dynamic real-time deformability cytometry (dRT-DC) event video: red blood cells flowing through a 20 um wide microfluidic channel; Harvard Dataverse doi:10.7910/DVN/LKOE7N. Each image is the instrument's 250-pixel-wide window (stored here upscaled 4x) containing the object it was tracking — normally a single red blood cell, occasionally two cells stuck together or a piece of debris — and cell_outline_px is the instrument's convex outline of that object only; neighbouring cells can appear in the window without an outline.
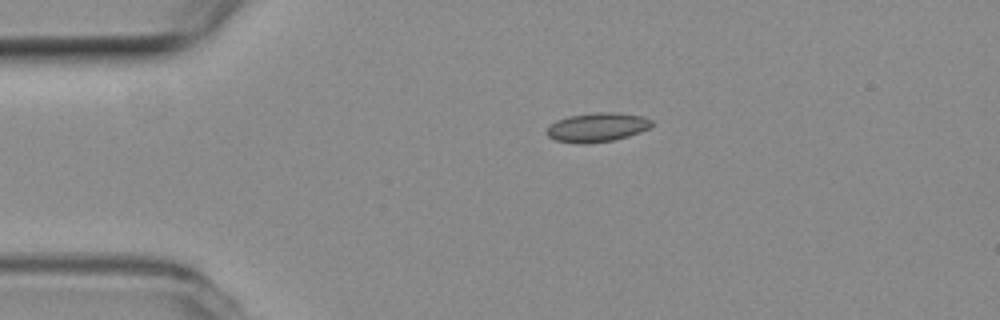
{"species": "common noctule bat (a hibernating species)", "species_latin": "Nyctalus noctula", "temperature_condition": "room temperature", "stored_images_in_passage": 7, "camera_frame_rate_fps": 3000, "um_per_image_px": 0.085, "animal": {"sex": "female", "body_mass_g": 19.3, "forearm_length_mm": 54.1}, "frame": {"image": 1, "passage_image": 1, "time_ms": 0.0, "image_size_px": [1000, 320], "cell_outline_px": [[652, 124], [648, 128], [640, 132], [628, 136], [612, 140], [588, 144], [576, 144], [556, 140], [548, 136], [544, 132], [556, 120], [568, 116], [596, 112], [612, 112], [644, 116], [652, 120]], "centroid_in_image_um": [50.74, 10.82], "position_along_channel_um": 34.3, "area_um2": 17.86}}
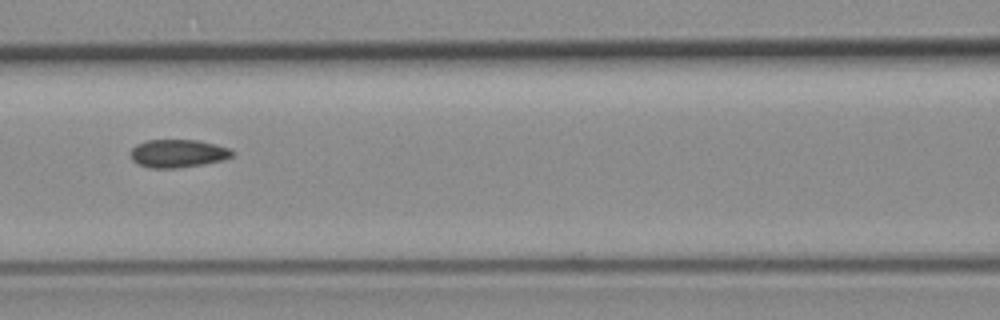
{"frame": {"image": 2, "passage_image": 4, "time_ms": 1.0, "image_size_px": [1000, 320], "cell_outline_px": [[236, 152], [232, 156], [224, 160], [176, 168], [148, 168], [132, 160], [132, 148], [136, 144], [148, 140], [200, 140], [216, 144], [228, 148]], "centroid_in_image_um": [15.15, 13.03], "position_along_channel_um": 151.5, "area_um2": 16.53}}
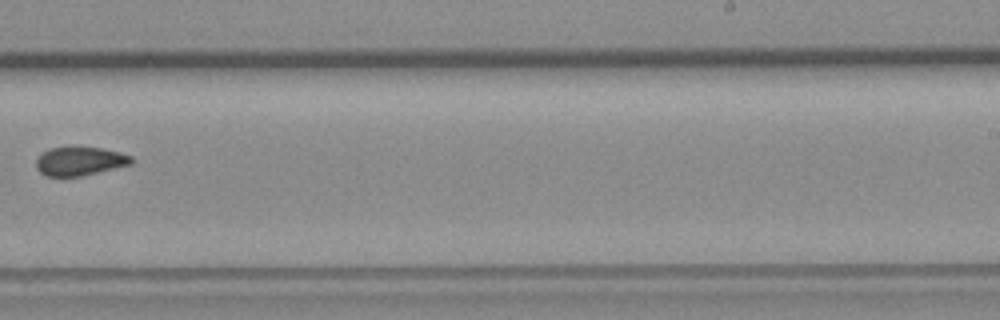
{"frame": {"image": 3, "passage_image": 7, "time_ms": 2.0, "image_size_px": [1000, 320], "cell_outline_px": [[132, 164], [64, 180], [48, 176], [40, 172], [36, 168], [36, 160], [44, 152], [52, 148], [76, 144], [100, 148], [120, 152], [132, 156]], "centroid_in_image_um": [6.75, 13.7], "position_along_channel_um": 282.2, "area_um2": 16.7}}